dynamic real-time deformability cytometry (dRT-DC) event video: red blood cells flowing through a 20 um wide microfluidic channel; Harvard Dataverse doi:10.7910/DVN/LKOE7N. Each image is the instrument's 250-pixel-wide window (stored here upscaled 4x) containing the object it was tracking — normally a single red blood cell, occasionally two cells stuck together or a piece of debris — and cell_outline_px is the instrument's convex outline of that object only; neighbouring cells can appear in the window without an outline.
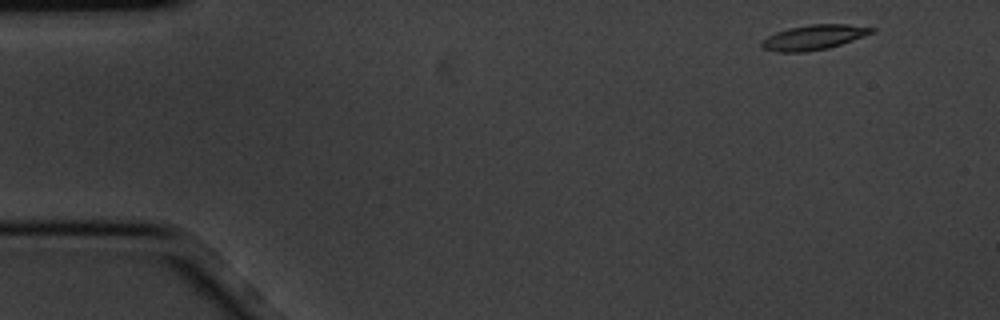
{"species": "common noctule bat (a hibernating species)", "species_latin": "Nyctalus noctula", "temperature_condition": "cold", "stored_images_in_passage": 4, "camera_frame_rate_fps": 3000, "um_per_image_px": 0.085, "animal": {"sex": "male", "body_mass_g": 20.1, "forearm_length_mm": 53.5}, "frame": {"image": 1, "passage_image": 1, "time_ms": 0.0, "image_size_px": [1000, 320], "cell_outline_px": [[876, 32], [828, 48], [804, 52], [780, 52], [764, 48], [760, 44], [768, 36], [776, 32], [788, 28], [808, 24], [848, 24], [876, 28]], "centroid_in_image_um": [69.21, 3.16], "position_along_channel_um": 15.8, "area_um2": 15.84}}